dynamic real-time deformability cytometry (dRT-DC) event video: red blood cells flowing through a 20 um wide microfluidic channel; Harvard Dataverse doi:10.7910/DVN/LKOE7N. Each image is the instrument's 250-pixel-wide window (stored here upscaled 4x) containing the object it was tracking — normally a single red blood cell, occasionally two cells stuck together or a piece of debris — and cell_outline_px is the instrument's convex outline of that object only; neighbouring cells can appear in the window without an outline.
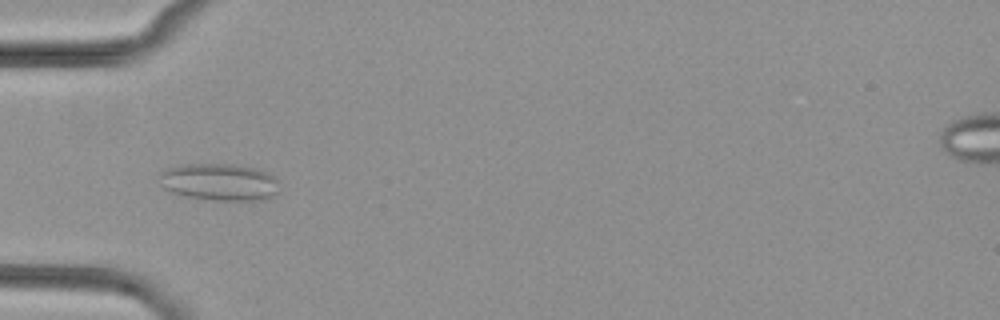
{"species": "common noctule bat (a hibernating species)", "species_latin": "Nyctalus noctula", "temperature_condition": "cold", "stored_images_in_passage": 7, "camera_frame_rate_fps": 3000, "um_per_image_px": 0.085, "animal": {"sex": "female", "body_mass_g": 29.2, "forearm_length_mm": 56.3}, "frame": {"image": 1, "passage_image": 5, "time_ms": 4.667, "image_size_px": [1000, 320], "cell_outline_px": [[280, 192], [264, 200], [212, 200], [184, 196], [172, 192], [164, 188], [160, 176], [160, 172], [164, 168], [184, 164], [232, 164], [252, 168], [268, 172], [276, 176]], "centroid_in_image_um": [18.68, 15.47], "position_along_channel_um": 66.3, "area_um2": 26.13}}
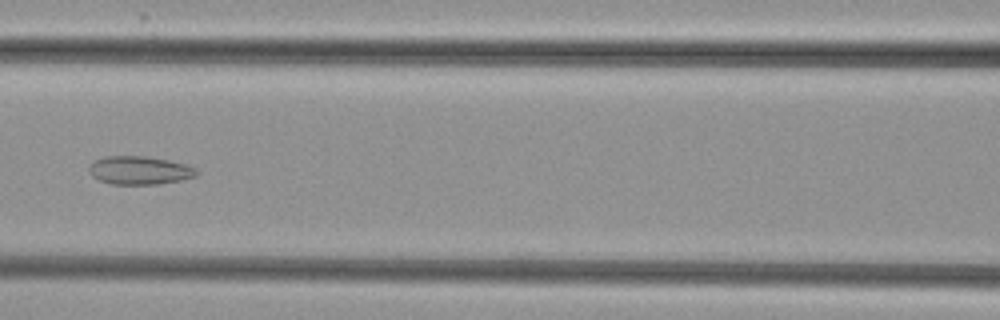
{"frame": {"image": 2, "passage_image": 7, "time_ms": 7.0, "image_size_px": [1000, 320], "cell_outline_px": [[200, 172], [196, 176], [180, 180], [160, 184], [112, 184], [100, 180], [92, 176], [88, 168], [96, 160], [104, 156], [144, 156], [168, 160], [184, 164], [196, 168]], "centroid_in_image_um": [11.89, 14.48], "position_along_channel_um": 154.7, "area_um2": 17.63}}